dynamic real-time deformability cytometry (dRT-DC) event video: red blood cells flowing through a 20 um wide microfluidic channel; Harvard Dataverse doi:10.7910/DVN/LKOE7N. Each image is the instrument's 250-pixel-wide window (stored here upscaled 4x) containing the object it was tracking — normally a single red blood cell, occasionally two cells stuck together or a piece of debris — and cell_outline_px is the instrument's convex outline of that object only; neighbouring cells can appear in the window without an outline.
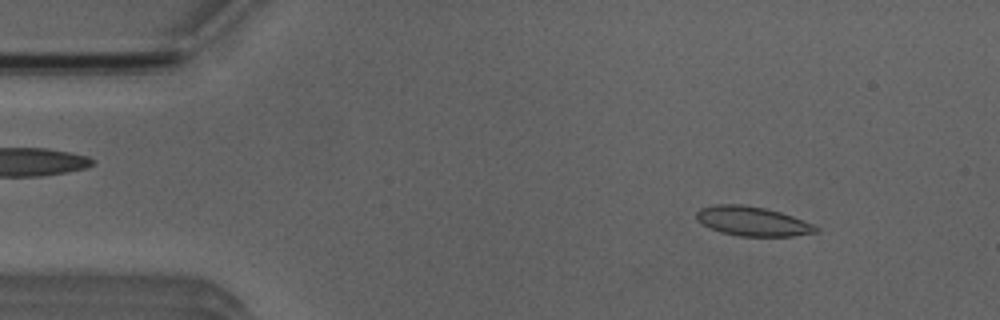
{"species": "Egyptian fruit bat (a non-hibernating species)", "species_latin": "Rousettus aegyptiacus", "temperature_condition": "room temperature", "stored_images_in_passage": 6, "camera_frame_rate_fps": 3000, "um_per_image_px": 0.085, "animal": {"sex": "male"}, "frame": {"image": 1, "passage_image": 2, "time_ms": 1.333, "image_size_px": [1000, 320], "cell_outline_px": [[820, 232], [792, 236], [740, 236], [720, 232], [700, 224], [696, 220], [696, 212], [700, 208], [716, 204], [740, 204], [764, 208], [780, 212], [816, 224], [820, 228]], "centroid_in_image_um": [63.98, 18.81], "position_along_channel_um": 21.0, "area_um2": 20.69}}
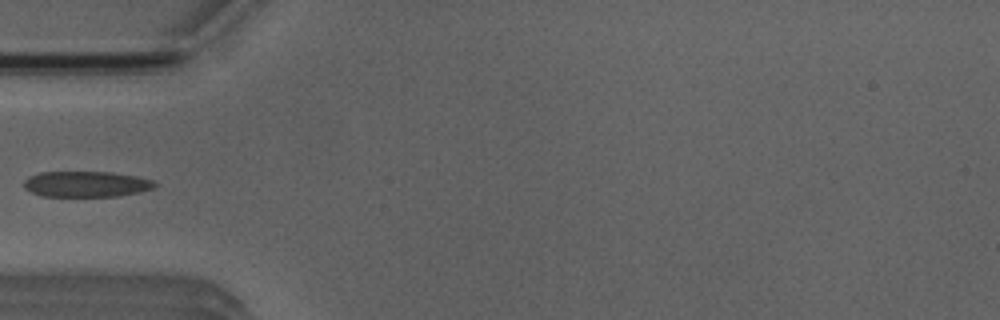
{"frame": {"image": 2, "passage_image": 5, "time_ms": 4.667, "image_size_px": [1000, 320], "cell_outline_px": [[156, 188], [140, 192], [120, 196], [44, 196], [32, 192], [24, 188], [24, 180], [28, 176], [40, 172], [112, 172], [140, 176], [152, 180], [156, 184]], "centroid_in_image_um": [7.37, 15.64], "position_along_channel_um": 77.6, "area_um2": 19.83}}